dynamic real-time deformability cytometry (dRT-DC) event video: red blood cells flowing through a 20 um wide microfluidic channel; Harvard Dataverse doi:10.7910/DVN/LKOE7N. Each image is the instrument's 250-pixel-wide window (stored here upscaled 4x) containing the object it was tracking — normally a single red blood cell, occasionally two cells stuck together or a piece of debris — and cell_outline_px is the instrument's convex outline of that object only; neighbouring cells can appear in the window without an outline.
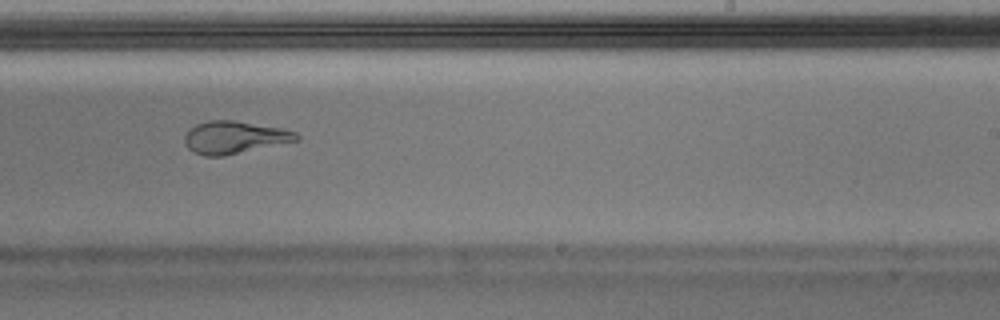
{"species": "Egyptian fruit bat (a non-hibernating species)", "species_latin": "Rousettus aegyptiacus", "temperature_condition": "warm", "stored_images_in_passage": 42, "camera_frame_rate_fps": 3000, "um_per_image_px": 0.085, "animal": {"sex": "male"}, "frame": {"image": 1, "passage_image": 24, "time_ms": 7.667, "image_size_px": [1000, 320], "cell_outline_px": [[300, 140], [224, 156], [204, 156], [192, 152], [188, 148], [184, 140], [184, 136], [188, 128], [196, 124], [208, 120], [232, 120], [280, 128], [296, 132], [300, 136]], "centroid_in_image_um": [19.89, 11.68], "position_along_channel_um": 269.1, "area_um2": 21.27}}
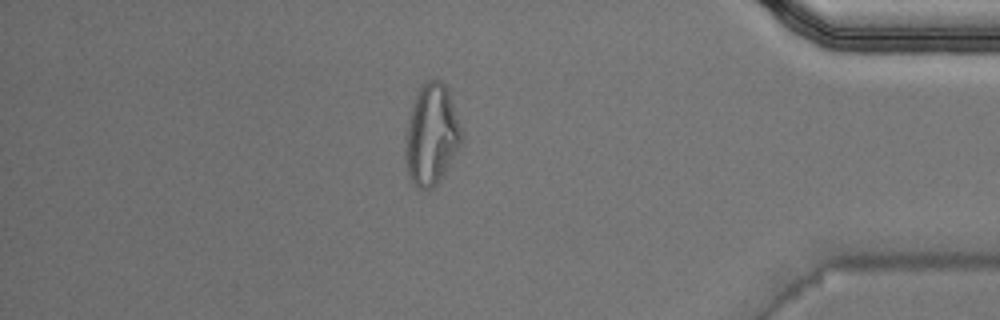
{"frame": {"image": 2, "passage_image": 36, "time_ms": 11.667, "image_size_px": [1000, 320], "cell_outline_px": [[464, 136], [460, 144], [440, 180], [432, 188], [416, 188], [408, 172], [404, 156], [404, 136], [408, 116], [412, 104], [420, 84], [424, 80], [440, 80], [448, 88]], "centroid_in_image_um": [36.65, 11.4], "position_along_channel_um": 398.6, "area_um2": 33.29}}